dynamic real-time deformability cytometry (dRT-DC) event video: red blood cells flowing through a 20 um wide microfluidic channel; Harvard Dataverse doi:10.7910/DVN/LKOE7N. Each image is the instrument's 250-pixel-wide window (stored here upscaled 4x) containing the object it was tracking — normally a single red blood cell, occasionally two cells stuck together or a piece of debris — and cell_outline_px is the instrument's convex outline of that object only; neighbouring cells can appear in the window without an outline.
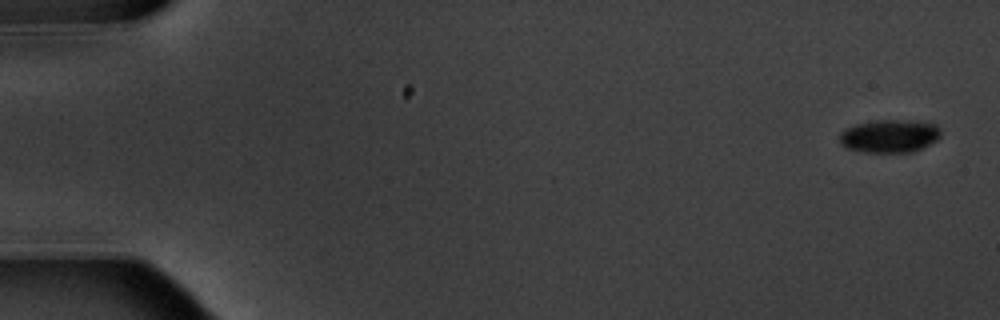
{"species": "common noctule bat (a hibernating species)", "species_latin": "Nyctalus noctula", "temperature_condition": "warm", "stored_images_in_passage": 10, "camera_frame_rate_fps": 3000, "um_per_image_px": 0.085, "animal": {"sex": "male", "body_mass_g": 20.1, "forearm_length_mm": 53.5}, "frame": {"image": 1, "passage_image": 1, "time_ms": 0.0, "image_size_px": [1000, 320], "cell_outline_px": [[940, 136], [936, 140], [912, 152], [864, 152], [844, 148], [840, 144], [840, 132], [844, 128], [856, 124], [872, 120], [912, 120], [936, 124], [940, 128]], "centroid_in_image_um": [75.57, 11.55], "position_along_channel_um": 9.4, "area_um2": 19.65}}